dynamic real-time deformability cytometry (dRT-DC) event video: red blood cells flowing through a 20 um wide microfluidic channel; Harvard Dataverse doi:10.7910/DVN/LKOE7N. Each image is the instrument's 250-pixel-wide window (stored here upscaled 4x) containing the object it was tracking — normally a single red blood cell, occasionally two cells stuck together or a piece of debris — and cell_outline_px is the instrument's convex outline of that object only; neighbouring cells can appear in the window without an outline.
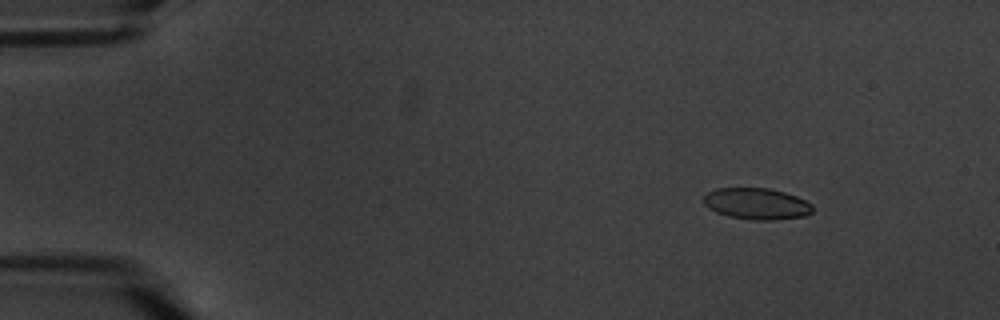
{"species": "common noctule bat (a hibernating species)", "species_latin": "Nyctalus noctula", "temperature_condition": "warm", "stored_images_in_passage": 16, "camera_frame_rate_fps": 3000, "um_per_image_px": 0.085, "animal": {"sex": "male", "body_mass_g": 20.1, "forearm_length_mm": 53.5}, "frame": {"image": 1, "passage_image": 3, "time_ms": 2.333, "image_size_px": [1000, 320], "cell_outline_px": [[812, 212], [804, 216], [772, 220], [752, 220], [728, 216], [716, 212], [708, 208], [704, 204], [704, 196], [708, 192], [716, 188], [768, 188], [784, 192], [796, 196], [812, 204]], "centroid_in_image_um": [64.29, 17.32], "position_along_channel_um": 20.7, "area_um2": 19.88}}
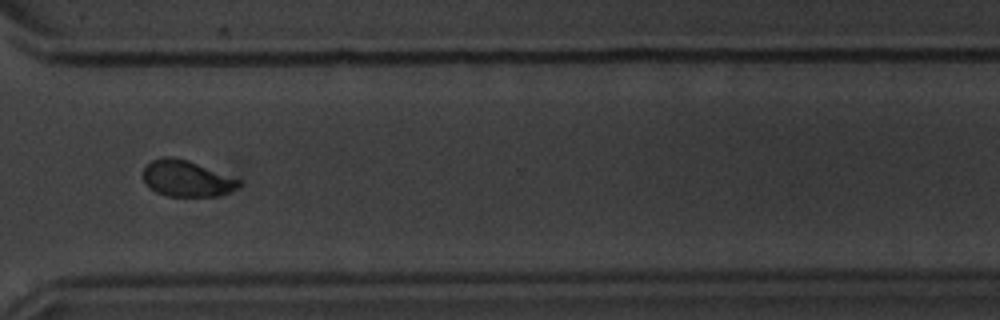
{"frame": {"image": 2, "passage_image": 13, "time_ms": 15.0, "image_size_px": [1000, 320], "cell_outline_px": [[244, 180], [236, 188], [220, 196], [168, 196], [156, 192], [148, 188], [144, 180], [144, 168], [152, 160], [164, 156], [172, 156], [188, 160]], "centroid_in_image_um": [15.89, 15.17], "position_along_channel_um": 354.7, "area_um2": 20.35}}
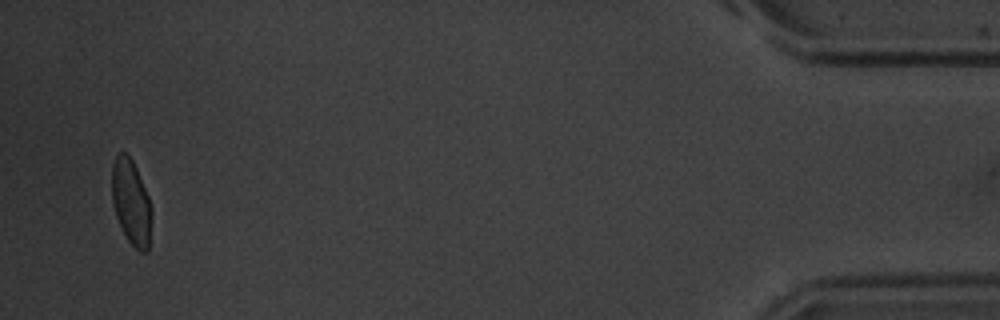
{"frame": {"image": 3, "passage_image": 16, "time_ms": 19.333, "image_size_px": [1000, 320], "cell_outline_px": [[152, 216], [148, 252], [140, 252], [128, 240], [116, 216], [112, 204], [112, 164], [116, 156], [120, 152], [124, 152], [132, 160], [136, 168], [148, 196], [152, 208]], "centroid_in_image_um": [11.16, 17.2], "position_along_channel_um": 424.0, "area_um2": 19.65}, "authors_computed_cell_mechanics": {"area_um2": 20.4034, "velocity_mm_per_s": 3.3843, "shape_relaxation_time_tau1_ms": 2.9824, "shape_relaxation_time_tau2_ms": null, "deformation_change_tau1": 0.098, "deformation_change_tau2": null}}